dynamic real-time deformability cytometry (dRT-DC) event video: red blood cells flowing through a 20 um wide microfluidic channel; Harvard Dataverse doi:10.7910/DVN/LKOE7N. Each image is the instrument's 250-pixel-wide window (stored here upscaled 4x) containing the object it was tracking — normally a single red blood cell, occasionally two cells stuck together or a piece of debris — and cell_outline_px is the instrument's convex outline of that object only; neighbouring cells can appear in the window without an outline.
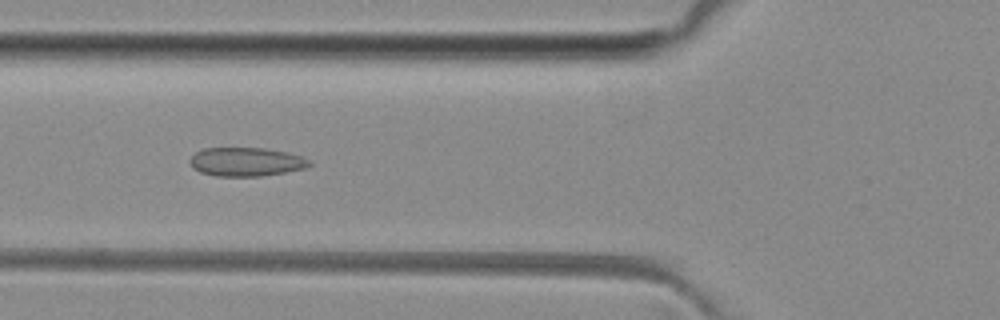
{"species": "common noctule bat (a hibernating species)", "species_latin": "Nyctalus noctula", "temperature_condition": "room temperature", "stored_images_in_passage": 27, "camera_frame_rate_fps": 3000, "um_per_image_px": 0.085, "animal": {"sex": "female", "body_mass_g": 29.2, "forearm_length_mm": 56.3}, "frame": {"image": 1, "passage_image": 17, "time_ms": 5.333, "image_size_px": [1000, 320], "cell_outline_px": [[312, 164], [304, 168], [284, 172], [260, 176], [216, 176], [200, 172], [192, 168], [188, 160], [196, 152], [204, 148], [264, 148], [304, 156], [312, 160]], "centroid_in_image_um": [20.91, 13.75], "position_along_channel_um": 104.9, "area_um2": 20.06}}
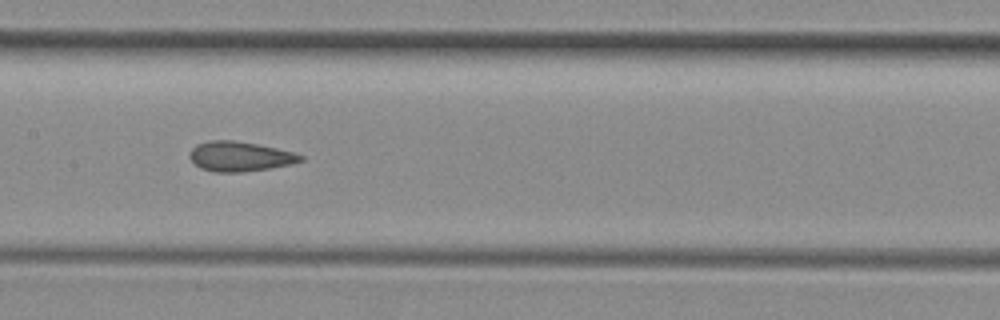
{"frame": {"image": 2, "passage_image": 23, "time_ms": 7.333, "image_size_px": [1000, 320], "cell_outline_px": [[304, 160], [292, 164], [244, 172], [212, 172], [200, 168], [188, 156], [192, 148], [196, 144], [208, 140], [236, 140], [296, 152], [304, 156]], "centroid_in_image_um": [20.39, 13.29], "position_along_channel_um": 187.0, "area_um2": 19.42}}
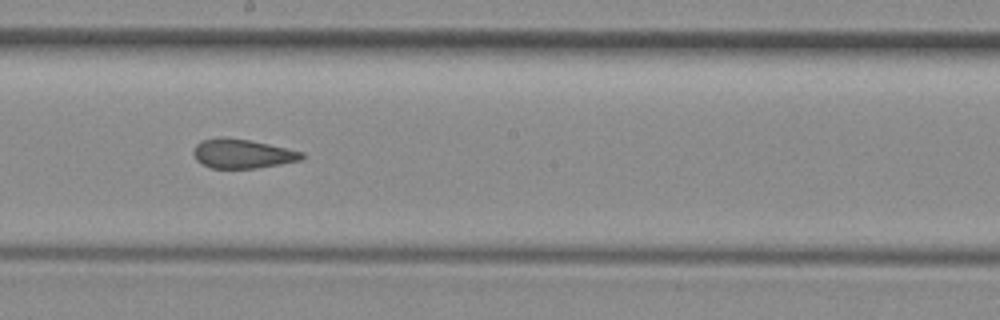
{"frame": {"image": 3, "passage_image": 26, "time_ms": 8.333, "image_size_px": [1000, 320], "cell_outline_px": [[304, 156], [300, 160], [280, 164], [256, 168], [212, 168], [196, 160], [192, 152], [196, 144], [204, 140], [220, 136], [248, 140], [268, 144], [304, 152]], "centroid_in_image_um": [20.58, 13.06], "position_along_channel_um": 227.6, "area_um2": 18.26}}